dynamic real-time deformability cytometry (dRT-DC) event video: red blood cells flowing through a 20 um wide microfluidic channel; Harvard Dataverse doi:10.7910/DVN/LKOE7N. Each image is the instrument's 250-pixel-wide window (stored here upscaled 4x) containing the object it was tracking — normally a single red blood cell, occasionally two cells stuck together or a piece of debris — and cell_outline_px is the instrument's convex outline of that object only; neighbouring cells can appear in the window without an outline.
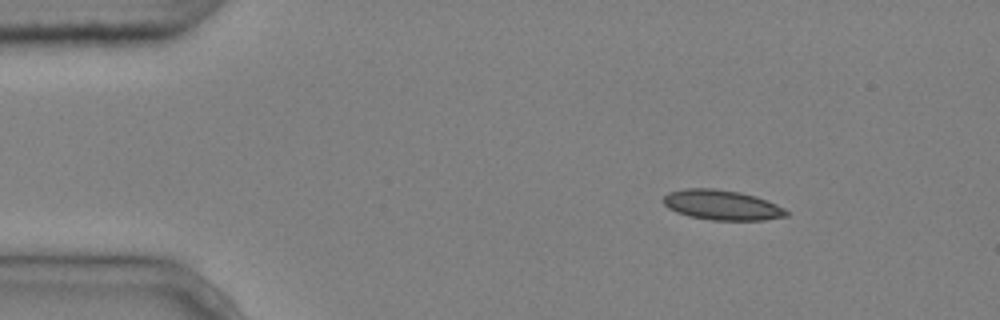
{"species": "common noctule bat (a hibernating species)", "species_latin": "Nyctalus noctula", "temperature_condition": "cold", "stored_images_in_passage": 3, "camera_frame_rate_fps": 3000, "um_per_image_px": 0.085, "animal": {"sex": "male", "body_mass_g": 20.4}, "frame": {"image": 1, "passage_image": 1, "time_ms": 0.0, "image_size_px": [1000, 320], "cell_outline_px": [[788, 216], [764, 220], [712, 220], [688, 216], [676, 212], [668, 208], [660, 200], [668, 192], [684, 188], [712, 188], [740, 192], [756, 196], [776, 204], [784, 208], [788, 212]], "centroid_in_image_um": [61.33, 17.42], "position_along_channel_um": 23.7, "area_um2": 21.68}}